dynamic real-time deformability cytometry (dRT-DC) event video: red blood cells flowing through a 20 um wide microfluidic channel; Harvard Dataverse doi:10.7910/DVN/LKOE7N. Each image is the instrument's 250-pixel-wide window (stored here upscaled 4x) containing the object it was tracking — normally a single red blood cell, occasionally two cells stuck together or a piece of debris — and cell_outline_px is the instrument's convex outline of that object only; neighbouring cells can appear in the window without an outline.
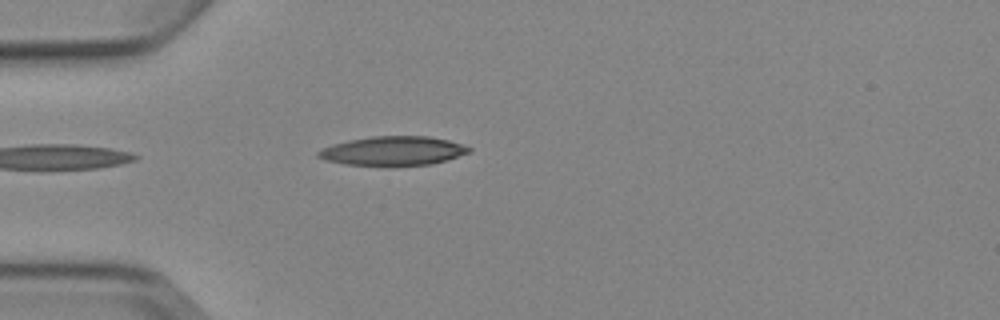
{"species": "Egyptian fruit bat (a non-hibernating species)", "species_latin": "Rousettus aegyptiacus", "temperature_condition": "cold", "stored_images_in_passage": 5, "camera_frame_rate_fps": 3000, "um_per_image_px": 0.085, "animal": {"sex": "female"}, "frame": {"image": 1, "passage_image": 5, "time_ms": 4.667, "image_size_px": [1000, 320], "cell_outline_px": [[472, 152], [432, 164], [388, 168], [344, 164], [324, 160], [316, 156], [316, 152], [332, 144], [348, 140], [372, 136], [428, 136], [448, 140], [472, 148]], "centroid_in_image_um": [33.38, 12.86], "position_along_channel_um": 51.6, "area_um2": 26.36}}